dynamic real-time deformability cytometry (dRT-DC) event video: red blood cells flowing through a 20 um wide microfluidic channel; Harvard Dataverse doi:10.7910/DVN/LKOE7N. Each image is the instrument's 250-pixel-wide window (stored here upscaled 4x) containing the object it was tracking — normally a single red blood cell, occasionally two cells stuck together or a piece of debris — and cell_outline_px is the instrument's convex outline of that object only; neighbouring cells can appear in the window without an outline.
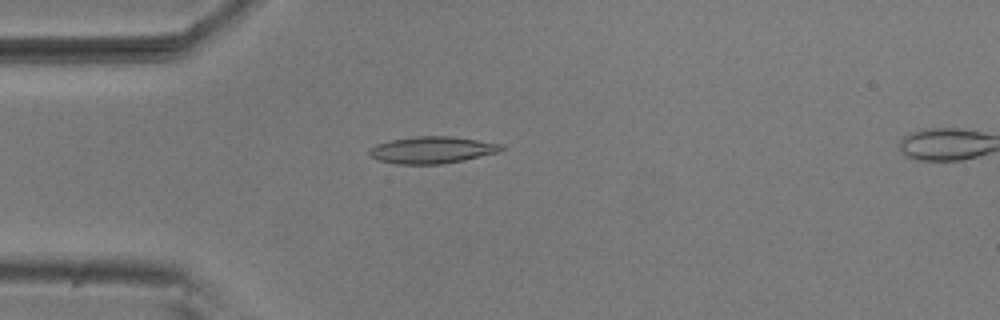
{"species": "common noctule bat (a hibernating species)", "species_latin": "Nyctalus noctula", "temperature_condition": "room temperature", "stored_images_in_passage": 55, "segment_of_instrument_passage": [1, 2], "camera_frame_rate_fps": 3000, "um_per_image_px": 0.085, "animal": {"sex": "male", "body_mass_g": 20.5, "forearm_length_mm": 52.5}, "frame": {"image": 1, "passage_image": 14, "time_ms": 4.333, "image_size_px": [1000, 320], "cell_outline_px": [[504, 148], [500, 152], [464, 160], [440, 164], [396, 164], [376, 160], [368, 156], [368, 148], [376, 144], [392, 140], [412, 136], [452, 136], [504, 144]], "centroid_in_image_um": [36.7, 12.74], "position_along_channel_um": 48.3, "area_um2": 20.98}}
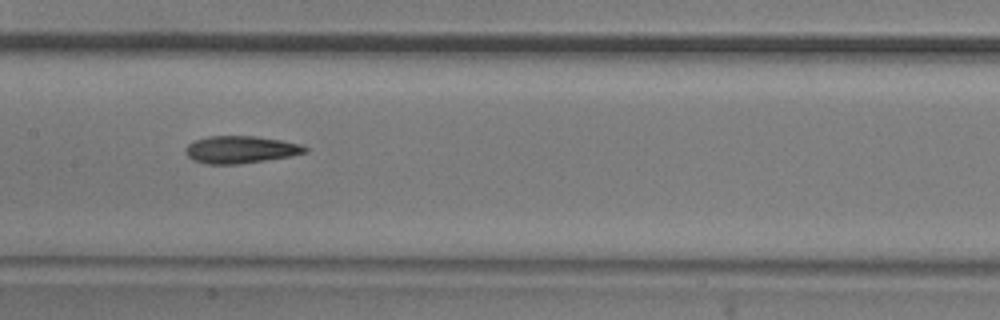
{"frame": {"image": 2, "passage_image": 26, "time_ms": 8.333, "image_size_px": [1000, 320], "cell_outline_px": [[308, 152], [288, 156], [240, 164], [204, 164], [192, 160], [184, 152], [184, 148], [188, 144], [196, 140], [208, 136], [256, 136], [280, 140], [300, 144], [308, 148]], "centroid_in_image_um": [20.4, 12.72], "position_along_channel_um": 187.0, "area_um2": 19.02}}
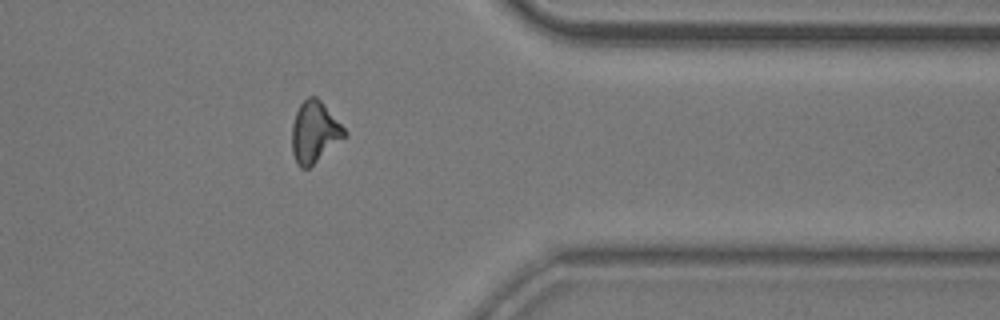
{"frame": {"image": 3, "passage_image": 43, "time_ms": 14.0, "image_size_px": [1000, 320], "cell_outline_px": [[348, 136], [308, 168], [300, 168], [296, 164], [292, 152], [292, 124], [296, 112], [300, 104], [308, 96], [316, 96], [320, 100], [348, 132]], "centroid_in_image_um": [26.74, 11.24], "position_along_channel_um": 384.7, "area_um2": 18.84}}